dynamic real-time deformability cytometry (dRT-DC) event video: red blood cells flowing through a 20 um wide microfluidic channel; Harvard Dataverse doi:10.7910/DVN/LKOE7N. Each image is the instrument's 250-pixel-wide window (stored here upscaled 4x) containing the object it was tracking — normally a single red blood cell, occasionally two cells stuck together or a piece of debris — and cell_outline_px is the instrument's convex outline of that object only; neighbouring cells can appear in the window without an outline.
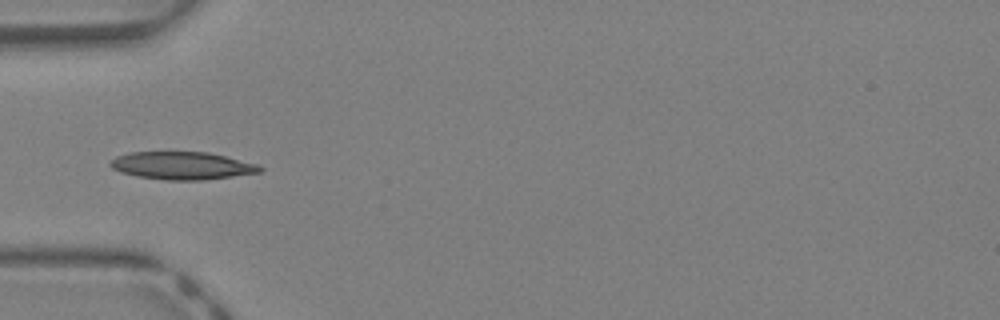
{"species": "Egyptian fruit bat (a non-hibernating species)", "species_latin": "Rousettus aegyptiacus", "temperature_condition": "warm", "stored_images_in_passage": 3, "camera_frame_rate_fps": 3000, "um_per_image_px": 0.085, "animal": {"sex": "female"}, "frame": {"image": 1, "passage_image": 1, "time_ms": 0.0, "image_size_px": [1000, 320], "cell_outline_px": [[264, 168], [260, 172], [204, 180], [164, 180], [136, 176], [120, 172], [112, 168], [108, 164], [116, 156], [128, 152], [208, 152], [260, 164]], "centroid_in_image_um": [15.48, 14.08], "position_along_channel_um": 69.5, "area_um2": 24.28}}